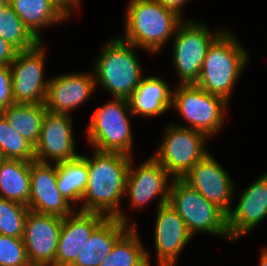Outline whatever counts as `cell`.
<instances>
[{
  "label": "cell",
  "instance_id": "7",
  "mask_svg": "<svg viewBox=\"0 0 267 266\" xmlns=\"http://www.w3.org/2000/svg\"><path fill=\"white\" fill-rule=\"evenodd\" d=\"M229 102L210 94L196 84H178L173 88L172 109L183 117L188 127L204 133L209 138L218 134L225 122Z\"/></svg>",
  "mask_w": 267,
  "mask_h": 266
},
{
  "label": "cell",
  "instance_id": "6",
  "mask_svg": "<svg viewBox=\"0 0 267 266\" xmlns=\"http://www.w3.org/2000/svg\"><path fill=\"white\" fill-rule=\"evenodd\" d=\"M168 204L184 220L193 237L194 234L202 232L230 240L227 214L206 200L183 179H172Z\"/></svg>",
  "mask_w": 267,
  "mask_h": 266
},
{
  "label": "cell",
  "instance_id": "5",
  "mask_svg": "<svg viewBox=\"0 0 267 266\" xmlns=\"http://www.w3.org/2000/svg\"><path fill=\"white\" fill-rule=\"evenodd\" d=\"M129 100L116 99L95 109L86 130V137L93 150L119 152L131 155L133 136L129 118Z\"/></svg>",
  "mask_w": 267,
  "mask_h": 266
},
{
  "label": "cell",
  "instance_id": "25",
  "mask_svg": "<svg viewBox=\"0 0 267 266\" xmlns=\"http://www.w3.org/2000/svg\"><path fill=\"white\" fill-rule=\"evenodd\" d=\"M57 187L67 202L77 206L88 183V164L81 154L73 159L56 163Z\"/></svg>",
  "mask_w": 267,
  "mask_h": 266
},
{
  "label": "cell",
  "instance_id": "10",
  "mask_svg": "<svg viewBox=\"0 0 267 266\" xmlns=\"http://www.w3.org/2000/svg\"><path fill=\"white\" fill-rule=\"evenodd\" d=\"M43 42L36 47L19 51L11 63L12 93L15 103L43 104L49 79H44L46 48Z\"/></svg>",
  "mask_w": 267,
  "mask_h": 266
},
{
  "label": "cell",
  "instance_id": "30",
  "mask_svg": "<svg viewBox=\"0 0 267 266\" xmlns=\"http://www.w3.org/2000/svg\"><path fill=\"white\" fill-rule=\"evenodd\" d=\"M0 266H31L23 238L0 234Z\"/></svg>",
  "mask_w": 267,
  "mask_h": 266
},
{
  "label": "cell",
  "instance_id": "35",
  "mask_svg": "<svg viewBox=\"0 0 267 266\" xmlns=\"http://www.w3.org/2000/svg\"><path fill=\"white\" fill-rule=\"evenodd\" d=\"M262 253L260 254V263L259 266H267V248L261 250Z\"/></svg>",
  "mask_w": 267,
  "mask_h": 266
},
{
  "label": "cell",
  "instance_id": "32",
  "mask_svg": "<svg viewBox=\"0 0 267 266\" xmlns=\"http://www.w3.org/2000/svg\"><path fill=\"white\" fill-rule=\"evenodd\" d=\"M19 51L0 37V66H10Z\"/></svg>",
  "mask_w": 267,
  "mask_h": 266
},
{
  "label": "cell",
  "instance_id": "12",
  "mask_svg": "<svg viewBox=\"0 0 267 266\" xmlns=\"http://www.w3.org/2000/svg\"><path fill=\"white\" fill-rule=\"evenodd\" d=\"M182 179L226 214L231 211V201L236 193L234 182L212 153L209 152Z\"/></svg>",
  "mask_w": 267,
  "mask_h": 266
},
{
  "label": "cell",
  "instance_id": "13",
  "mask_svg": "<svg viewBox=\"0 0 267 266\" xmlns=\"http://www.w3.org/2000/svg\"><path fill=\"white\" fill-rule=\"evenodd\" d=\"M72 129L71 115L46 111L40 138L35 146V160L44 163H60L77 158L80 154L76 152Z\"/></svg>",
  "mask_w": 267,
  "mask_h": 266
},
{
  "label": "cell",
  "instance_id": "29",
  "mask_svg": "<svg viewBox=\"0 0 267 266\" xmlns=\"http://www.w3.org/2000/svg\"><path fill=\"white\" fill-rule=\"evenodd\" d=\"M28 206L0 198V234L22 238Z\"/></svg>",
  "mask_w": 267,
  "mask_h": 266
},
{
  "label": "cell",
  "instance_id": "24",
  "mask_svg": "<svg viewBox=\"0 0 267 266\" xmlns=\"http://www.w3.org/2000/svg\"><path fill=\"white\" fill-rule=\"evenodd\" d=\"M46 111L44 104L14 103L1 111L0 114L14 131L35 147L40 138L42 121Z\"/></svg>",
  "mask_w": 267,
  "mask_h": 266
},
{
  "label": "cell",
  "instance_id": "27",
  "mask_svg": "<svg viewBox=\"0 0 267 266\" xmlns=\"http://www.w3.org/2000/svg\"><path fill=\"white\" fill-rule=\"evenodd\" d=\"M0 37L13 45L18 51L36 47L38 40L25 26L20 17L6 3V13H1Z\"/></svg>",
  "mask_w": 267,
  "mask_h": 266
},
{
  "label": "cell",
  "instance_id": "14",
  "mask_svg": "<svg viewBox=\"0 0 267 266\" xmlns=\"http://www.w3.org/2000/svg\"><path fill=\"white\" fill-rule=\"evenodd\" d=\"M63 217L29 211L23 242L31 266H55Z\"/></svg>",
  "mask_w": 267,
  "mask_h": 266
},
{
  "label": "cell",
  "instance_id": "2",
  "mask_svg": "<svg viewBox=\"0 0 267 266\" xmlns=\"http://www.w3.org/2000/svg\"><path fill=\"white\" fill-rule=\"evenodd\" d=\"M128 3L125 32L121 38L153 55L174 37L178 25L184 20L156 0H129Z\"/></svg>",
  "mask_w": 267,
  "mask_h": 266
},
{
  "label": "cell",
  "instance_id": "38",
  "mask_svg": "<svg viewBox=\"0 0 267 266\" xmlns=\"http://www.w3.org/2000/svg\"><path fill=\"white\" fill-rule=\"evenodd\" d=\"M2 3H8V0H0V4Z\"/></svg>",
  "mask_w": 267,
  "mask_h": 266
},
{
  "label": "cell",
  "instance_id": "4",
  "mask_svg": "<svg viewBox=\"0 0 267 266\" xmlns=\"http://www.w3.org/2000/svg\"><path fill=\"white\" fill-rule=\"evenodd\" d=\"M136 48L140 49L118 35L105 43L94 60L96 86H102L113 98L129 100L143 79Z\"/></svg>",
  "mask_w": 267,
  "mask_h": 266
},
{
  "label": "cell",
  "instance_id": "36",
  "mask_svg": "<svg viewBox=\"0 0 267 266\" xmlns=\"http://www.w3.org/2000/svg\"><path fill=\"white\" fill-rule=\"evenodd\" d=\"M1 13H6V3L0 4V23H1Z\"/></svg>",
  "mask_w": 267,
  "mask_h": 266
},
{
  "label": "cell",
  "instance_id": "28",
  "mask_svg": "<svg viewBox=\"0 0 267 266\" xmlns=\"http://www.w3.org/2000/svg\"><path fill=\"white\" fill-rule=\"evenodd\" d=\"M0 148L5 159L35 160V147L23 136L14 131L0 114Z\"/></svg>",
  "mask_w": 267,
  "mask_h": 266
},
{
  "label": "cell",
  "instance_id": "17",
  "mask_svg": "<svg viewBox=\"0 0 267 266\" xmlns=\"http://www.w3.org/2000/svg\"><path fill=\"white\" fill-rule=\"evenodd\" d=\"M83 73L72 72L50 78L43 103L45 109L52 113L70 115L90 99L97 89L94 73Z\"/></svg>",
  "mask_w": 267,
  "mask_h": 266
},
{
  "label": "cell",
  "instance_id": "20",
  "mask_svg": "<svg viewBox=\"0 0 267 266\" xmlns=\"http://www.w3.org/2000/svg\"><path fill=\"white\" fill-rule=\"evenodd\" d=\"M134 223H124L117 218H106L91 234L89 240L70 266H100L110 253L116 241Z\"/></svg>",
  "mask_w": 267,
  "mask_h": 266
},
{
  "label": "cell",
  "instance_id": "37",
  "mask_svg": "<svg viewBox=\"0 0 267 266\" xmlns=\"http://www.w3.org/2000/svg\"><path fill=\"white\" fill-rule=\"evenodd\" d=\"M3 160H5V157H4L2 150L0 148V162H2Z\"/></svg>",
  "mask_w": 267,
  "mask_h": 266
},
{
  "label": "cell",
  "instance_id": "8",
  "mask_svg": "<svg viewBox=\"0 0 267 266\" xmlns=\"http://www.w3.org/2000/svg\"><path fill=\"white\" fill-rule=\"evenodd\" d=\"M157 152L152 156L165 168L171 179H182L208 153L207 135L188 127L171 123L164 128Z\"/></svg>",
  "mask_w": 267,
  "mask_h": 266
},
{
  "label": "cell",
  "instance_id": "26",
  "mask_svg": "<svg viewBox=\"0 0 267 266\" xmlns=\"http://www.w3.org/2000/svg\"><path fill=\"white\" fill-rule=\"evenodd\" d=\"M140 239L137 226H131L116 241L100 266H151V256Z\"/></svg>",
  "mask_w": 267,
  "mask_h": 266
},
{
  "label": "cell",
  "instance_id": "9",
  "mask_svg": "<svg viewBox=\"0 0 267 266\" xmlns=\"http://www.w3.org/2000/svg\"><path fill=\"white\" fill-rule=\"evenodd\" d=\"M224 30L211 32L204 22L193 19L178 25L171 56L179 84H196L208 47Z\"/></svg>",
  "mask_w": 267,
  "mask_h": 266
},
{
  "label": "cell",
  "instance_id": "11",
  "mask_svg": "<svg viewBox=\"0 0 267 266\" xmlns=\"http://www.w3.org/2000/svg\"><path fill=\"white\" fill-rule=\"evenodd\" d=\"M132 160L129 165L125 188V193H128L130 199V206L139 209L157 197H159L158 207L168 203L172 179L165 168L153 156L145 159L136 169L133 168Z\"/></svg>",
  "mask_w": 267,
  "mask_h": 266
},
{
  "label": "cell",
  "instance_id": "1",
  "mask_svg": "<svg viewBox=\"0 0 267 266\" xmlns=\"http://www.w3.org/2000/svg\"><path fill=\"white\" fill-rule=\"evenodd\" d=\"M93 151V158L81 155L87 161L89 174L80 201L82 204L77 210L99 213L129 224L128 215L121 210L120 200L125 195L132 156L119 152Z\"/></svg>",
  "mask_w": 267,
  "mask_h": 266
},
{
  "label": "cell",
  "instance_id": "18",
  "mask_svg": "<svg viewBox=\"0 0 267 266\" xmlns=\"http://www.w3.org/2000/svg\"><path fill=\"white\" fill-rule=\"evenodd\" d=\"M241 192L236 207L227 214L230 240L246 236L267 217V172Z\"/></svg>",
  "mask_w": 267,
  "mask_h": 266
},
{
  "label": "cell",
  "instance_id": "15",
  "mask_svg": "<svg viewBox=\"0 0 267 266\" xmlns=\"http://www.w3.org/2000/svg\"><path fill=\"white\" fill-rule=\"evenodd\" d=\"M53 165V166H52ZM28 208L38 214L66 217L75 209L59 192L56 163L31 161Z\"/></svg>",
  "mask_w": 267,
  "mask_h": 266
},
{
  "label": "cell",
  "instance_id": "3",
  "mask_svg": "<svg viewBox=\"0 0 267 266\" xmlns=\"http://www.w3.org/2000/svg\"><path fill=\"white\" fill-rule=\"evenodd\" d=\"M247 52L231 31L225 29L208 47L196 85L229 102L249 60Z\"/></svg>",
  "mask_w": 267,
  "mask_h": 266
},
{
  "label": "cell",
  "instance_id": "34",
  "mask_svg": "<svg viewBox=\"0 0 267 266\" xmlns=\"http://www.w3.org/2000/svg\"><path fill=\"white\" fill-rule=\"evenodd\" d=\"M158 1L163 7L173 10L179 16L183 18L182 9L184 4L189 2V0H156Z\"/></svg>",
  "mask_w": 267,
  "mask_h": 266
},
{
  "label": "cell",
  "instance_id": "22",
  "mask_svg": "<svg viewBox=\"0 0 267 266\" xmlns=\"http://www.w3.org/2000/svg\"><path fill=\"white\" fill-rule=\"evenodd\" d=\"M8 3L29 31L41 42L44 41L40 36L42 29L69 19L51 0H8Z\"/></svg>",
  "mask_w": 267,
  "mask_h": 266
},
{
  "label": "cell",
  "instance_id": "31",
  "mask_svg": "<svg viewBox=\"0 0 267 266\" xmlns=\"http://www.w3.org/2000/svg\"><path fill=\"white\" fill-rule=\"evenodd\" d=\"M14 103L11 66H0V112Z\"/></svg>",
  "mask_w": 267,
  "mask_h": 266
},
{
  "label": "cell",
  "instance_id": "33",
  "mask_svg": "<svg viewBox=\"0 0 267 266\" xmlns=\"http://www.w3.org/2000/svg\"><path fill=\"white\" fill-rule=\"evenodd\" d=\"M55 5H57L68 17L73 14L71 11L80 7V2L82 0H51ZM75 8V9H74Z\"/></svg>",
  "mask_w": 267,
  "mask_h": 266
},
{
  "label": "cell",
  "instance_id": "16",
  "mask_svg": "<svg viewBox=\"0 0 267 266\" xmlns=\"http://www.w3.org/2000/svg\"><path fill=\"white\" fill-rule=\"evenodd\" d=\"M154 231L157 266H176L179 254L190 243L193 235L168 203L157 208Z\"/></svg>",
  "mask_w": 267,
  "mask_h": 266
},
{
  "label": "cell",
  "instance_id": "19",
  "mask_svg": "<svg viewBox=\"0 0 267 266\" xmlns=\"http://www.w3.org/2000/svg\"><path fill=\"white\" fill-rule=\"evenodd\" d=\"M93 212L74 211L63 218L59 234L55 266H70L94 230L106 219Z\"/></svg>",
  "mask_w": 267,
  "mask_h": 266
},
{
  "label": "cell",
  "instance_id": "23",
  "mask_svg": "<svg viewBox=\"0 0 267 266\" xmlns=\"http://www.w3.org/2000/svg\"><path fill=\"white\" fill-rule=\"evenodd\" d=\"M31 162L5 159L0 162V198L28 206Z\"/></svg>",
  "mask_w": 267,
  "mask_h": 266
},
{
  "label": "cell",
  "instance_id": "21",
  "mask_svg": "<svg viewBox=\"0 0 267 266\" xmlns=\"http://www.w3.org/2000/svg\"><path fill=\"white\" fill-rule=\"evenodd\" d=\"M172 93L173 89L164 78L143 77L129 99L131 112L146 118L160 116L172 107Z\"/></svg>",
  "mask_w": 267,
  "mask_h": 266
}]
</instances>
